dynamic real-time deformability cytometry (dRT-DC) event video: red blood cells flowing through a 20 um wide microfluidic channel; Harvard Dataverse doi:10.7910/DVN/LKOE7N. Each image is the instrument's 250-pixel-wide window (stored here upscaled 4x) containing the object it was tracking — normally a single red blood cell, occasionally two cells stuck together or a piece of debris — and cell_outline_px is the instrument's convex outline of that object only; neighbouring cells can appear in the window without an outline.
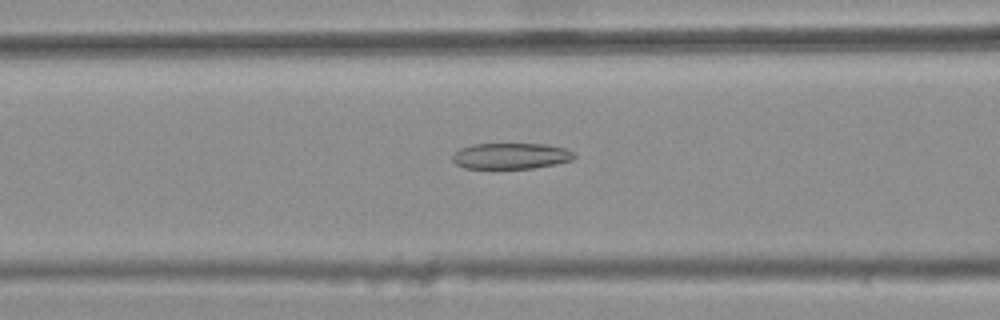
{"species": "common noctule bat (a hibernating species)", "species_latin": "Nyctalus noctula", "temperature_condition": "warm", "stored_images_in_passage": 39, "camera_frame_rate_fps": 3000, "um_per_image_px": 0.085, "animal": {"sex": "female", "body_mass_g": 25.1}, "frame": {"image": 1, "passage_image": 13, "time_ms": 4.0, "image_size_px": [1000, 320], "cell_outline_px": [[576, 156], [572, 160], [556, 164], [532, 168], [464, 168], [456, 164], [452, 160], [452, 156], [460, 148], [472, 144], [548, 144], [564, 148], [572, 152]], "centroid_in_image_um": [43.42, 13.25], "position_along_channel_um": 123.2, "area_um2": 18.38}}
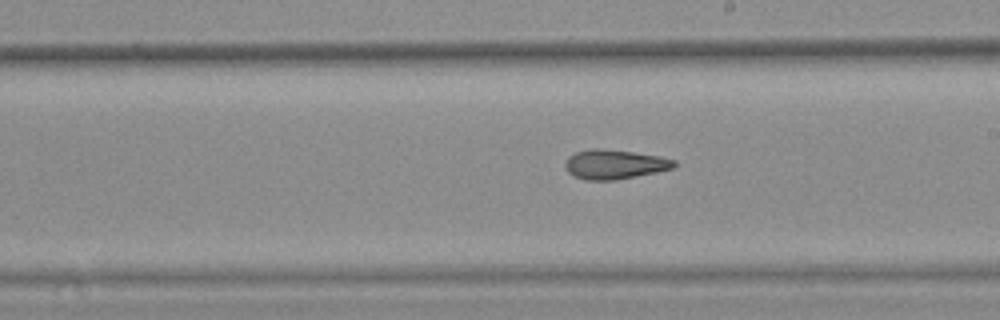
{"frame": {"image": 2, "passage_image": 22, "time_ms": 7.0, "image_size_px": [1000, 320], "cell_outline_px": [[676, 164], [672, 168], [656, 172], [616, 180], [584, 180], [572, 176], [568, 172], [564, 164], [568, 156], [576, 152], [588, 148], [596, 148], [632, 152], [660, 156], [676, 160]], "centroid_in_image_um": [52.19, 13.97], "position_along_channel_um": 236.8, "area_um2": 18.73}}
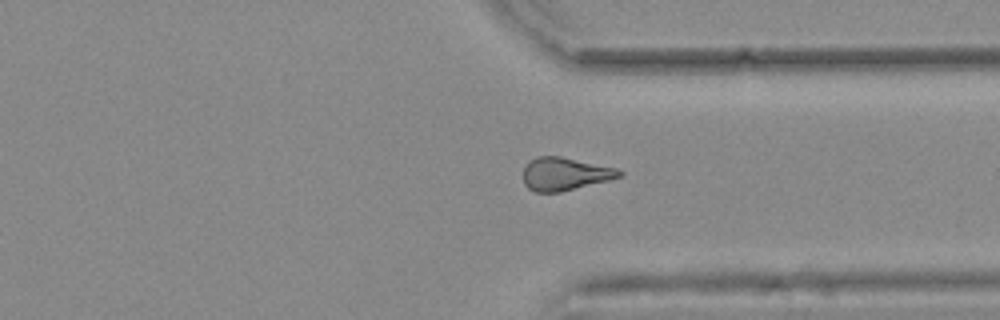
{"frame": {"image": 3, "passage_image": 32, "time_ms": 10.333, "image_size_px": [1000, 320], "cell_outline_px": [[624, 172], [620, 176], [608, 180], [560, 192], [536, 192], [528, 188], [524, 184], [524, 168], [528, 160], [536, 156], [560, 156], [616, 168]], "centroid_in_image_um": [47.97, 14.77], "position_along_channel_um": 363.4, "area_um2": 18.32}, "authors_computed_cell_mechanics": {"area_um2": 18.7272, "velocity_mm_per_s": 3.7885, "shape_relaxation_time_tau1_ms": null, "shape_relaxation_time_tau2_ms": 3.8692, "deformation_change_tau1": null, "deformation_change_tau2": 0.1429}}